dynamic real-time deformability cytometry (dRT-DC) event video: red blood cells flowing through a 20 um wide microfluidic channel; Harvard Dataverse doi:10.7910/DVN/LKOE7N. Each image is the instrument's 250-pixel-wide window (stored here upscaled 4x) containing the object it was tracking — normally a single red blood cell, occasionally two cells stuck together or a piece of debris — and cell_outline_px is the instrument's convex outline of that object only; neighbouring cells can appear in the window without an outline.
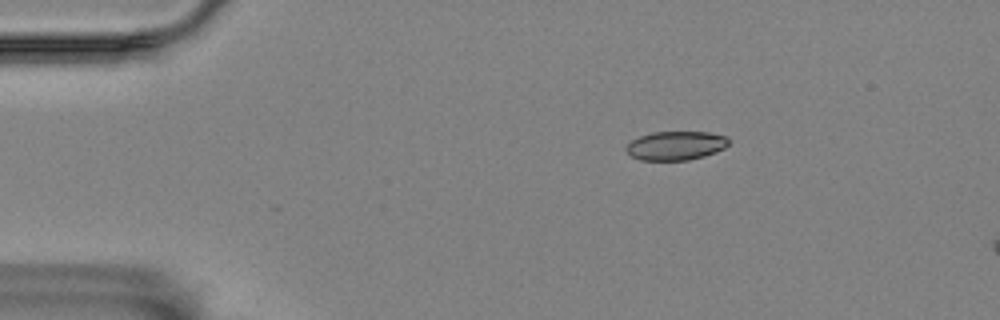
{"species": "Egyptian fruit bat (a non-hibernating species)", "species_latin": "Rousettus aegyptiacus", "temperature_condition": "room temperature", "stored_images_in_passage": 3, "camera_frame_rate_fps": 3000, "um_per_image_px": 0.085, "animal": {"sex": "female"}, "frame": {"image": 1, "passage_image": 1, "time_ms": 0.0, "image_size_px": [1000, 320], "cell_outline_px": [[728, 144], [724, 148], [716, 152], [704, 156], [688, 160], [640, 160], [632, 156], [624, 148], [632, 140], [640, 136], [652, 132], [708, 132], [728, 136]], "centroid_in_image_um": [57.45, 12.37], "position_along_channel_um": 27.5, "area_um2": 17.22}}